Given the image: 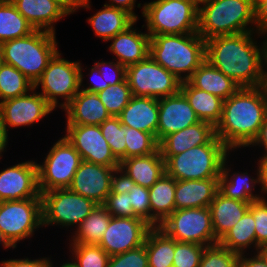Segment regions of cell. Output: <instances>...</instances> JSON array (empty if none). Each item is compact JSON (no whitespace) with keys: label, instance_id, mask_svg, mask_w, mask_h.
<instances>
[{"label":"cell","instance_id":"obj_1","mask_svg":"<svg viewBox=\"0 0 267 267\" xmlns=\"http://www.w3.org/2000/svg\"><path fill=\"white\" fill-rule=\"evenodd\" d=\"M251 35L244 32L206 40V60L240 87H259L267 60V40L258 48Z\"/></svg>","mask_w":267,"mask_h":267},{"label":"cell","instance_id":"obj_2","mask_svg":"<svg viewBox=\"0 0 267 267\" xmlns=\"http://www.w3.org/2000/svg\"><path fill=\"white\" fill-rule=\"evenodd\" d=\"M267 101L259 87H240L223 100L222 115L215 135L230 150L246 147L257 137L265 116Z\"/></svg>","mask_w":267,"mask_h":267},{"label":"cell","instance_id":"obj_3","mask_svg":"<svg viewBox=\"0 0 267 267\" xmlns=\"http://www.w3.org/2000/svg\"><path fill=\"white\" fill-rule=\"evenodd\" d=\"M149 55L183 82L206 60V41L197 32L153 35Z\"/></svg>","mask_w":267,"mask_h":267},{"label":"cell","instance_id":"obj_4","mask_svg":"<svg viewBox=\"0 0 267 267\" xmlns=\"http://www.w3.org/2000/svg\"><path fill=\"white\" fill-rule=\"evenodd\" d=\"M199 6L197 33L206 41L216 36L252 32L256 24L251 0H205Z\"/></svg>","mask_w":267,"mask_h":267},{"label":"cell","instance_id":"obj_5","mask_svg":"<svg viewBox=\"0 0 267 267\" xmlns=\"http://www.w3.org/2000/svg\"><path fill=\"white\" fill-rule=\"evenodd\" d=\"M55 33L35 30L30 35L1 43L4 63L14 66L33 84L58 52Z\"/></svg>","mask_w":267,"mask_h":267},{"label":"cell","instance_id":"obj_6","mask_svg":"<svg viewBox=\"0 0 267 267\" xmlns=\"http://www.w3.org/2000/svg\"><path fill=\"white\" fill-rule=\"evenodd\" d=\"M229 149L215 135L207 144L176 155H162L166 173L175 180L219 178Z\"/></svg>","mask_w":267,"mask_h":267},{"label":"cell","instance_id":"obj_7","mask_svg":"<svg viewBox=\"0 0 267 267\" xmlns=\"http://www.w3.org/2000/svg\"><path fill=\"white\" fill-rule=\"evenodd\" d=\"M198 13L199 5L192 0H156L145 3L142 10L150 37L196 33Z\"/></svg>","mask_w":267,"mask_h":267},{"label":"cell","instance_id":"obj_8","mask_svg":"<svg viewBox=\"0 0 267 267\" xmlns=\"http://www.w3.org/2000/svg\"><path fill=\"white\" fill-rule=\"evenodd\" d=\"M57 52L48 62L47 68L34 84V90L41 84L40 93L55 109L58 99L65 100L59 106L65 107L79 92L83 81L82 67L79 62H70Z\"/></svg>","mask_w":267,"mask_h":267},{"label":"cell","instance_id":"obj_9","mask_svg":"<svg viewBox=\"0 0 267 267\" xmlns=\"http://www.w3.org/2000/svg\"><path fill=\"white\" fill-rule=\"evenodd\" d=\"M126 79L133 96L156 99L178 93L182 83L150 55L146 59L126 67Z\"/></svg>","mask_w":267,"mask_h":267},{"label":"cell","instance_id":"obj_10","mask_svg":"<svg viewBox=\"0 0 267 267\" xmlns=\"http://www.w3.org/2000/svg\"><path fill=\"white\" fill-rule=\"evenodd\" d=\"M42 225V198L0 202V231L12 248Z\"/></svg>","mask_w":267,"mask_h":267},{"label":"cell","instance_id":"obj_11","mask_svg":"<svg viewBox=\"0 0 267 267\" xmlns=\"http://www.w3.org/2000/svg\"><path fill=\"white\" fill-rule=\"evenodd\" d=\"M159 228L176 241L202 246L218 243L214 235L209 207L175 210L160 224Z\"/></svg>","mask_w":267,"mask_h":267},{"label":"cell","instance_id":"obj_12","mask_svg":"<svg viewBox=\"0 0 267 267\" xmlns=\"http://www.w3.org/2000/svg\"><path fill=\"white\" fill-rule=\"evenodd\" d=\"M82 161L81 155L65 136L58 140L49 151L44 164H37L40 193L68 188Z\"/></svg>","mask_w":267,"mask_h":267},{"label":"cell","instance_id":"obj_13","mask_svg":"<svg viewBox=\"0 0 267 267\" xmlns=\"http://www.w3.org/2000/svg\"><path fill=\"white\" fill-rule=\"evenodd\" d=\"M43 226L60 224L80 225L97 204L69 188H58L41 193Z\"/></svg>","mask_w":267,"mask_h":267},{"label":"cell","instance_id":"obj_14","mask_svg":"<svg viewBox=\"0 0 267 267\" xmlns=\"http://www.w3.org/2000/svg\"><path fill=\"white\" fill-rule=\"evenodd\" d=\"M152 226L140 217H112L99 246L109 256L122 254L144 244Z\"/></svg>","mask_w":267,"mask_h":267},{"label":"cell","instance_id":"obj_15","mask_svg":"<svg viewBox=\"0 0 267 267\" xmlns=\"http://www.w3.org/2000/svg\"><path fill=\"white\" fill-rule=\"evenodd\" d=\"M67 140L81 155L83 161L108 167H120L103 137L100 125H67Z\"/></svg>","mask_w":267,"mask_h":267},{"label":"cell","instance_id":"obj_16","mask_svg":"<svg viewBox=\"0 0 267 267\" xmlns=\"http://www.w3.org/2000/svg\"><path fill=\"white\" fill-rule=\"evenodd\" d=\"M41 198L37 163L26 161L0 172V202Z\"/></svg>","mask_w":267,"mask_h":267},{"label":"cell","instance_id":"obj_17","mask_svg":"<svg viewBox=\"0 0 267 267\" xmlns=\"http://www.w3.org/2000/svg\"><path fill=\"white\" fill-rule=\"evenodd\" d=\"M53 110L54 108L38 92L0 102V115L7 132L8 126L15 128L34 124Z\"/></svg>","mask_w":267,"mask_h":267},{"label":"cell","instance_id":"obj_18","mask_svg":"<svg viewBox=\"0 0 267 267\" xmlns=\"http://www.w3.org/2000/svg\"><path fill=\"white\" fill-rule=\"evenodd\" d=\"M115 168L82 161L68 187L71 191L104 204L110 194L111 177Z\"/></svg>","mask_w":267,"mask_h":267},{"label":"cell","instance_id":"obj_19","mask_svg":"<svg viewBox=\"0 0 267 267\" xmlns=\"http://www.w3.org/2000/svg\"><path fill=\"white\" fill-rule=\"evenodd\" d=\"M35 30L55 33L53 24L74 11L72 0H11Z\"/></svg>","mask_w":267,"mask_h":267},{"label":"cell","instance_id":"obj_20","mask_svg":"<svg viewBox=\"0 0 267 267\" xmlns=\"http://www.w3.org/2000/svg\"><path fill=\"white\" fill-rule=\"evenodd\" d=\"M158 105V143L165 136L200 122V119L181 91L158 99Z\"/></svg>","mask_w":267,"mask_h":267},{"label":"cell","instance_id":"obj_21","mask_svg":"<svg viewBox=\"0 0 267 267\" xmlns=\"http://www.w3.org/2000/svg\"><path fill=\"white\" fill-rule=\"evenodd\" d=\"M63 109L66 125H100L111 117L97 93L81 89Z\"/></svg>","mask_w":267,"mask_h":267},{"label":"cell","instance_id":"obj_22","mask_svg":"<svg viewBox=\"0 0 267 267\" xmlns=\"http://www.w3.org/2000/svg\"><path fill=\"white\" fill-rule=\"evenodd\" d=\"M158 115V99L132 96L118 117L123 126L151 133L157 140Z\"/></svg>","mask_w":267,"mask_h":267},{"label":"cell","instance_id":"obj_23","mask_svg":"<svg viewBox=\"0 0 267 267\" xmlns=\"http://www.w3.org/2000/svg\"><path fill=\"white\" fill-rule=\"evenodd\" d=\"M219 188V178L176 180L175 209L209 207Z\"/></svg>","mask_w":267,"mask_h":267},{"label":"cell","instance_id":"obj_24","mask_svg":"<svg viewBox=\"0 0 267 267\" xmlns=\"http://www.w3.org/2000/svg\"><path fill=\"white\" fill-rule=\"evenodd\" d=\"M215 136V127L206 121L165 136L159 143L161 155H176L190 148L207 144Z\"/></svg>","mask_w":267,"mask_h":267},{"label":"cell","instance_id":"obj_25","mask_svg":"<svg viewBox=\"0 0 267 267\" xmlns=\"http://www.w3.org/2000/svg\"><path fill=\"white\" fill-rule=\"evenodd\" d=\"M133 24L125 31L112 37L109 50L116 55L121 65L128 67L146 59L150 52V36L148 33H138Z\"/></svg>","mask_w":267,"mask_h":267},{"label":"cell","instance_id":"obj_26","mask_svg":"<svg viewBox=\"0 0 267 267\" xmlns=\"http://www.w3.org/2000/svg\"><path fill=\"white\" fill-rule=\"evenodd\" d=\"M120 168L137 185L148 189L166 173L165 160L159 149L153 154L126 158L120 162Z\"/></svg>","mask_w":267,"mask_h":267},{"label":"cell","instance_id":"obj_27","mask_svg":"<svg viewBox=\"0 0 267 267\" xmlns=\"http://www.w3.org/2000/svg\"><path fill=\"white\" fill-rule=\"evenodd\" d=\"M250 203L225 197L219 191L209 205L214 235L219 241L249 210Z\"/></svg>","mask_w":267,"mask_h":267},{"label":"cell","instance_id":"obj_28","mask_svg":"<svg viewBox=\"0 0 267 267\" xmlns=\"http://www.w3.org/2000/svg\"><path fill=\"white\" fill-rule=\"evenodd\" d=\"M193 87L204 90L220 97L228 99L240 86L222 71L205 60L187 80Z\"/></svg>","mask_w":267,"mask_h":267},{"label":"cell","instance_id":"obj_29","mask_svg":"<svg viewBox=\"0 0 267 267\" xmlns=\"http://www.w3.org/2000/svg\"><path fill=\"white\" fill-rule=\"evenodd\" d=\"M175 188L176 180L167 173L163 174L157 182L149 188L152 227H159L160 224L176 210Z\"/></svg>","mask_w":267,"mask_h":267},{"label":"cell","instance_id":"obj_30","mask_svg":"<svg viewBox=\"0 0 267 267\" xmlns=\"http://www.w3.org/2000/svg\"><path fill=\"white\" fill-rule=\"evenodd\" d=\"M95 35L108 41L118 33L125 31L137 20L127 11L104 4V9L88 19Z\"/></svg>","mask_w":267,"mask_h":267},{"label":"cell","instance_id":"obj_31","mask_svg":"<svg viewBox=\"0 0 267 267\" xmlns=\"http://www.w3.org/2000/svg\"><path fill=\"white\" fill-rule=\"evenodd\" d=\"M180 91L188 100L200 121L211 123L214 127L222 115L223 100L204 90L193 87L188 81L181 83Z\"/></svg>","mask_w":267,"mask_h":267},{"label":"cell","instance_id":"obj_32","mask_svg":"<svg viewBox=\"0 0 267 267\" xmlns=\"http://www.w3.org/2000/svg\"><path fill=\"white\" fill-rule=\"evenodd\" d=\"M226 160L227 158L224 159L222 164L218 191L225 197L248 203L262 200V196L259 197V195L257 196L252 193V187L255 188L254 185L259 183V178L253 179L250 177V180H248L247 173H234L232 174L233 176L229 175L230 170L225 167ZM228 176H231V178Z\"/></svg>","mask_w":267,"mask_h":267},{"label":"cell","instance_id":"obj_33","mask_svg":"<svg viewBox=\"0 0 267 267\" xmlns=\"http://www.w3.org/2000/svg\"><path fill=\"white\" fill-rule=\"evenodd\" d=\"M149 267H172L175 239L159 227H152L145 238Z\"/></svg>","mask_w":267,"mask_h":267},{"label":"cell","instance_id":"obj_34","mask_svg":"<svg viewBox=\"0 0 267 267\" xmlns=\"http://www.w3.org/2000/svg\"><path fill=\"white\" fill-rule=\"evenodd\" d=\"M34 31L11 0H0V43L26 37Z\"/></svg>","mask_w":267,"mask_h":267},{"label":"cell","instance_id":"obj_35","mask_svg":"<svg viewBox=\"0 0 267 267\" xmlns=\"http://www.w3.org/2000/svg\"><path fill=\"white\" fill-rule=\"evenodd\" d=\"M111 215L103 204H97L91 214L80 223L71 244L98 245L106 231Z\"/></svg>","mask_w":267,"mask_h":267},{"label":"cell","instance_id":"obj_36","mask_svg":"<svg viewBox=\"0 0 267 267\" xmlns=\"http://www.w3.org/2000/svg\"><path fill=\"white\" fill-rule=\"evenodd\" d=\"M218 243L236 253L244 254L245 248L252 244L256 248L255 220L247 211L243 217L218 241Z\"/></svg>","mask_w":267,"mask_h":267},{"label":"cell","instance_id":"obj_37","mask_svg":"<svg viewBox=\"0 0 267 267\" xmlns=\"http://www.w3.org/2000/svg\"><path fill=\"white\" fill-rule=\"evenodd\" d=\"M34 91V84L14 66L3 64L0 68V102Z\"/></svg>","mask_w":267,"mask_h":267},{"label":"cell","instance_id":"obj_38","mask_svg":"<svg viewBox=\"0 0 267 267\" xmlns=\"http://www.w3.org/2000/svg\"><path fill=\"white\" fill-rule=\"evenodd\" d=\"M126 158L153 154L158 150V142L151 134L125 126Z\"/></svg>","mask_w":267,"mask_h":267},{"label":"cell","instance_id":"obj_39","mask_svg":"<svg viewBox=\"0 0 267 267\" xmlns=\"http://www.w3.org/2000/svg\"><path fill=\"white\" fill-rule=\"evenodd\" d=\"M111 116L118 117L132 98L127 79L116 85H110L97 93Z\"/></svg>","mask_w":267,"mask_h":267},{"label":"cell","instance_id":"obj_40","mask_svg":"<svg viewBox=\"0 0 267 267\" xmlns=\"http://www.w3.org/2000/svg\"><path fill=\"white\" fill-rule=\"evenodd\" d=\"M100 129L115 158L119 162L126 159L125 126L119 117L111 116L100 124Z\"/></svg>","mask_w":267,"mask_h":267},{"label":"cell","instance_id":"obj_41","mask_svg":"<svg viewBox=\"0 0 267 267\" xmlns=\"http://www.w3.org/2000/svg\"><path fill=\"white\" fill-rule=\"evenodd\" d=\"M72 251L75 260L71 263L75 267H107L109 255L99 245L94 244H73Z\"/></svg>","mask_w":267,"mask_h":267},{"label":"cell","instance_id":"obj_42","mask_svg":"<svg viewBox=\"0 0 267 267\" xmlns=\"http://www.w3.org/2000/svg\"><path fill=\"white\" fill-rule=\"evenodd\" d=\"M240 255L219 243L206 246L199 267H238Z\"/></svg>","mask_w":267,"mask_h":267},{"label":"cell","instance_id":"obj_43","mask_svg":"<svg viewBox=\"0 0 267 267\" xmlns=\"http://www.w3.org/2000/svg\"><path fill=\"white\" fill-rule=\"evenodd\" d=\"M206 246L175 240V252L172 267H199Z\"/></svg>","mask_w":267,"mask_h":267},{"label":"cell","instance_id":"obj_44","mask_svg":"<svg viewBox=\"0 0 267 267\" xmlns=\"http://www.w3.org/2000/svg\"><path fill=\"white\" fill-rule=\"evenodd\" d=\"M107 267H149L145 243L122 254L110 256Z\"/></svg>","mask_w":267,"mask_h":267},{"label":"cell","instance_id":"obj_45","mask_svg":"<svg viewBox=\"0 0 267 267\" xmlns=\"http://www.w3.org/2000/svg\"><path fill=\"white\" fill-rule=\"evenodd\" d=\"M255 220L256 233V251L262 245L267 244V201L264 197L262 200L253 201L250 203L248 210Z\"/></svg>","mask_w":267,"mask_h":267},{"label":"cell","instance_id":"obj_46","mask_svg":"<svg viewBox=\"0 0 267 267\" xmlns=\"http://www.w3.org/2000/svg\"><path fill=\"white\" fill-rule=\"evenodd\" d=\"M129 200L134 214L151 225L149 189L135 184L129 192Z\"/></svg>","mask_w":267,"mask_h":267},{"label":"cell","instance_id":"obj_47","mask_svg":"<svg viewBox=\"0 0 267 267\" xmlns=\"http://www.w3.org/2000/svg\"><path fill=\"white\" fill-rule=\"evenodd\" d=\"M112 217H137L129 200V193H110L103 204Z\"/></svg>","mask_w":267,"mask_h":267},{"label":"cell","instance_id":"obj_48","mask_svg":"<svg viewBox=\"0 0 267 267\" xmlns=\"http://www.w3.org/2000/svg\"><path fill=\"white\" fill-rule=\"evenodd\" d=\"M94 65L97 67L100 74L102 75V78L104 79V90L110 85H116L118 83L123 82L126 79V67L121 65L119 62L114 63V62L102 61V62H96ZM108 65L110 66L109 68L113 69L114 71V72L112 71L113 75L112 72L107 73L108 70L106 68L108 67Z\"/></svg>","mask_w":267,"mask_h":267},{"label":"cell","instance_id":"obj_49","mask_svg":"<svg viewBox=\"0 0 267 267\" xmlns=\"http://www.w3.org/2000/svg\"><path fill=\"white\" fill-rule=\"evenodd\" d=\"M120 173V176L117 175ZM136 183L120 167L115 168L111 177L110 193H129Z\"/></svg>","mask_w":267,"mask_h":267},{"label":"cell","instance_id":"obj_50","mask_svg":"<svg viewBox=\"0 0 267 267\" xmlns=\"http://www.w3.org/2000/svg\"><path fill=\"white\" fill-rule=\"evenodd\" d=\"M52 261L47 258L29 260L27 259H10L1 262L2 267H52Z\"/></svg>","mask_w":267,"mask_h":267},{"label":"cell","instance_id":"obj_51","mask_svg":"<svg viewBox=\"0 0 267 267\" xmlns=\"http://www.w3.org/2000/svg\"><path fill=\"white\" fill-rule=\"evenodd\" d=\"M256 33L267 34V0L255 8Z\"/></svg>","mask_w":267,"mask_h":267},{"label":"cell","instance_id":"obj_52","mask_svg":"<svg viewBox=\"0 0 267 267\" xmlns=\"http://www.w3.org/2000/svg\"><path fill=\"white\" fill-rule=\"evenodd\" d=\"M90 73H91L90 76H93V78L90 79L91 80V84L89 85V87H86L84 89L82 88V91L98 93L99 91L104 90V79L102 78V75L100 74L99 70L97 69V67L95 65H94V67H91V72ZM94 76H95L96 80L94 79ZM97 78L100 81L97 80Z\"/></svg>","mask_w":267,"mask_h":267},{"label":"cell","instance_id":"obj_53","mask_svg":"<svg viewBox=\"0 0 267 267\" xmlns=\"http://www.w3.org/2000/svg\"><path fill=\"white\" fill-rule=\"evenodd\" d=\"M238 267H267V262L259 252L252 258H246L245 255L240 254Z\"/></svg>","mask_w":267,"mask_h":267},{"label":"cell","instance_id":"obj_54","mask_svg":"<svg viewBox=\"0 0 267 267\" xmlns=\"http://www.w3.org/2000/svg\"><path fill=\"white\" fill-rule=\"evenodd\" d=\"M258 173L259 184H261V192L267 193V156H262L258 163Z\"/></svg>","mask_w":267,"mask_h":267},{"label":"cell","instance_id":"obj_55","mask_svg":"<svg viewBox=\"0 0 267 267\" xmlns=\"http://www.w3.org/2000/svg\"><path fill=\"white\" fill-rule=\"evenodd\" d=\"M110 1L111 4H105V5L123 9L128 13H130L136 20L138 19L133 11L136 2L135 0H110Z\"/></svg>","mask_w":267,"mask_h":267},{"label":"cell","instance_id":"obj_56","mask_svg":"<svg viewBox=\"0 0 267 267\" xmlns=\"http://www.w3.org/2000/svg\"><path fill=\"white\" fill-rule=\"evenodd\" d=\"M263 145L265 148V156H267V115L265 116L264 122L262 126L260 127V131L255 138V140L252 142L251 145Z\"/></svg>","mask_w":267,"mask_h":267},{"label":"cell","instance_id":"obj_57","mask_svg":"<svg viewBox=\"0 0 267 267\" xmlns=\"http://www.w3.org/2000/svg\"><path fill=\"white\" fill-rule=\"evenodd\" d=\"M7 137H8V134H7V131L5 129L4 123L2 121V117L0 115V156H1L2 152L4 151V149L8 143Z\"/></svg>","mask_w":267,"mask_h":267},{"label":"cell","instance_id":"obj_58","mask_svg":"<svg viewBox=\"0 0 267 267\" xmlns=\"http://www.w3.org/2000/svg\"><path fill=\"white\" fill-rule=\"evenodd\" d=\"M266 65H267V60H266ZM259 88L261 89L263 96L265 98V100L267 101V71L263 69L262 72V77H261V83Z\"/></svg>","mask_w":267,"mask_h":267},{"label":"cell","instance_id":"obj_59","mask_svg":"<svg viewBox=\"0 0 267 267\" xmlns=\"http://www.w3.org/2000/svg\"><path fill=\"white\" fill-rule=\"evenodd\" d=\"M75 3L74 11L80 7L90 8L89 0H72Z\"/></svg>","mask_w":267,"mask_h":267},{"label":"cell","instance_id":"obj_60","mask_svg":"<svg viewBox=\"0 0 267 267\" xmlns=\"http://www.w3.org/2000/svg\"><path fill=\"white\" fill-rule=\"evenodd\" d=\"M267 262V244L262 245L258 251Z\"/></svg>","mask_w":267,"mask_h":267},{"label":"cell","instance_id":"obj_61","mask_svg":"<svg viewBox=\"0 0 267 267\" xmlns=\"http://www.w3.org/2000/svg\"><path fill=\"white\" fill-rule=\"evenodd\" d=\"M0 243L3 244L4 248H10V247H12V246L8 243V241L4 238V236H3V234H2L1 231H0Z\"/></svg>","mask_w":267,"mask_h":267},{"label":"cell","instance_id":"obj_62","mask_svg":"<svg viewBox=\"0 0 267 267\" xmlns=\"http://www.w3.org/2000/svg\"><path fill=\"white\" fill-rule=\"evenodd\" d=\"M3 64H4V57H3L2 45L0 43V68L3 66Z\"/></svg>","mask_w":267,"mask_h":267},{"label":"cell","instance_id":"obj_63","mask_svg":"<svg viewBox=\"0 0 267 267\" xmlns=\"http://www.w3.org/2000/svg\"><path fill=\"white\" fill-rule=\"evenodd\" d=\"M251 1H252L254 8H256L261 2H263L265 0H251Z\"/></svg>","mask_w":267,"mask_h":267},{"label":"cell","instance_id":"obj_64","mask_svg":"<svg viewBox=\"0 0 267 267\" xmlns=\"http://www.w3.org/2000/svg\"><path fill=\"white\" fill-rule=\"evenodd\" d=\"M60 267H75V266L71 262H67L65 264L63 263V265Z\"/></svg>","mask_w":267,"mask_h":267},{"label":"cell","instance_id":"obj_65","mask_svg":"<svg viewBox=\"0 0 267 267\" xmlns=\"http://www.w3.org/2000/svg\"><path fill=\"white\" fill-rule=\"evenodd\" d=\"M195 2L197 5H201L205 0H192Z\"/></svg>","mask_w":267,"mask_h":267}]
</instances>
